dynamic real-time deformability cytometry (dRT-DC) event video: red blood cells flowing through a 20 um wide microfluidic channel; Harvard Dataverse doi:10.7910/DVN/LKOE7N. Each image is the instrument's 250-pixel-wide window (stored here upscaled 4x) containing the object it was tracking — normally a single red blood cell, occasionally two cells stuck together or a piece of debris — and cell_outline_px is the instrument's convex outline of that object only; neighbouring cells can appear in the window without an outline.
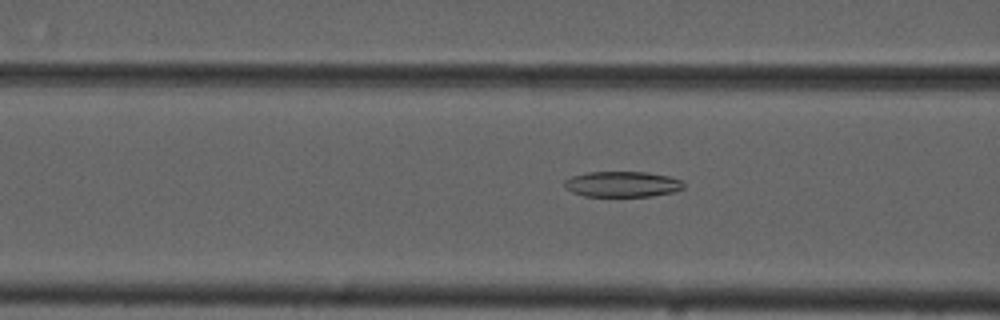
{"species": "common noctule bat (a hibernating species)", "species_latin": "Nyctalus noctula", "temperature_condition": "cold", "stored_images_in_passage": 54, "camera_frame_rate_fps": 3000, "um_per_image_px": 0.085, "animal": {"sex": "male", "forearm_length_mm": 52.5}, "frame": {"image": 1, "passage_image": 22, "time_ms": 7.0, "image_size_px": [1000, 320], "cell_outline_px": [[684, 188], [672, 192], [652, 196], [584, 196], [572, 192], [564, 184], [564, 180], [572, 176], [588, 172], [648, 172], [668, 176], [680, 180], [684, 184]], "centroid_in_image_um": [52.9, 15.65], "position_along_channel_um": 113.7, "area_um2": 17.69}}
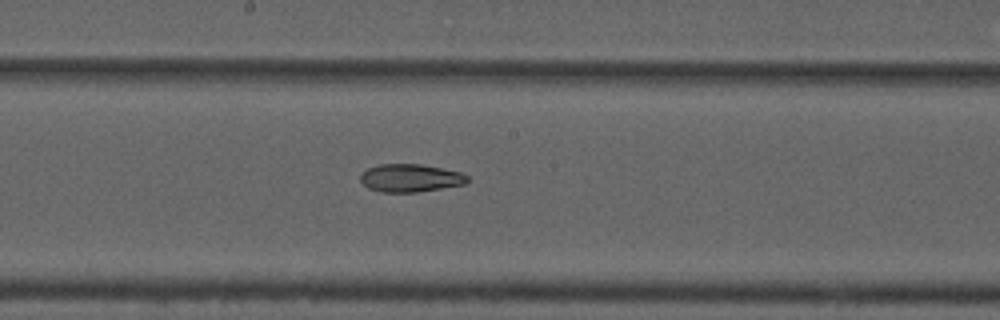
{"frame": {"image": 2, "passage_image": 30, "time_ms": 9.667, "image_size_px": [1000, 320], "cell_outline_px": [[468, 180], [464, 184], [416, 192], [380, 192], [368, 188], [360, 180], [360, 176], [368, 168], [380, 164], [420, 164], [460, 172], [468, 176]], "centroid_in_image_um": [34.86, 15.13], "position_along_channel_um": 213.3, "area_um2": 17.17}}
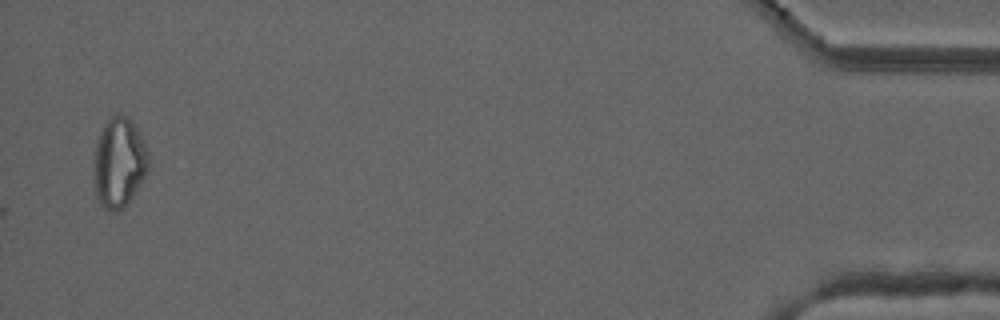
{"frame": {"image": 3, "passage_image": 54, "time_ms": 17.667, "image_size_px": [1000, 320], "cell_outline_px": [[148, 172], [128, 200], [116, 212], [112, 212], [104, 208], [100, 204], [96, 196], [92, 168], [96, 144], [108, 120], [116, 112], [120, 112], [128, 116], [136, 128], [148, 152]], "centroid_in_image_um": [10.09, 13.81], "position_along_channel_um": 425.1, "area_um2": 28.32}, "authors_computed_cell_mechanics": {"area_um2": 19.941, "velocity_mm_per_s": 3.7307, "shape_relaxation_time_tau1_ms": null, "shape_relaxation_time_tau2_ms": 7.6058, "deformation_change_tau1": null, "deformation_change_tau2": 0.1563}}